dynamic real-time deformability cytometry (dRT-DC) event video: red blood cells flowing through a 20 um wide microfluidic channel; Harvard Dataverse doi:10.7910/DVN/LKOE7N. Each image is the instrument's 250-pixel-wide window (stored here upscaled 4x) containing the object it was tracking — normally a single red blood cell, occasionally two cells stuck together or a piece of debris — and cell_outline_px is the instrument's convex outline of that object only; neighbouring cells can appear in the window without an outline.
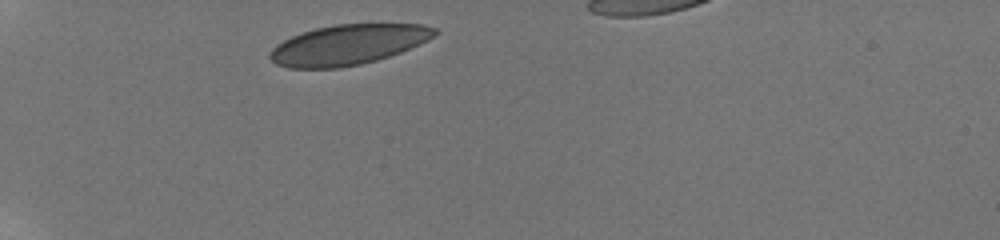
{"species": "human", "species_latin": "Homo sapiens", "temperature_condition": "room temperature", "stored_images_in_passage": 24, "camera_frame_rate_fps": 3000, "um_per_image_px": 0.085, "donor": {"sex": "male"}, "frame": {"image": 1, "passage_image": 1, "time_ms": 0.0, "image_size_px": [1000, 240], "cell_outline_px": [[440, 32], [428, 40], [400, 52], [376, 60], [360, 64], [340, 68], [288, 68], [276, 64], [268, 56], [268, 52], [276, 44], [300, 32], [316, 28], [336, 24], [424, 24], [436, 28]], "centroid_in_image_um": [29.57, 3.79], "position_along_channel_um": 55.4, "area_um2": 38.61}}
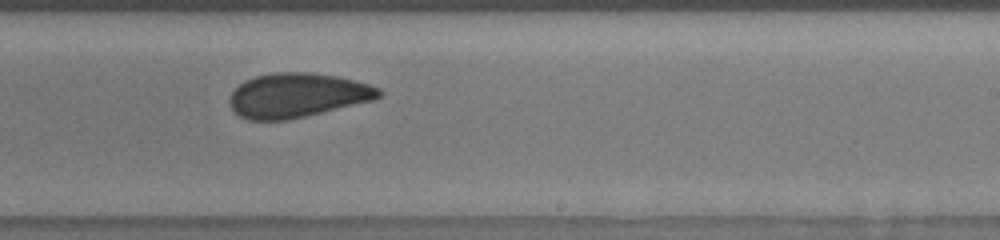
{"frame": {"image": 2, "passage_image": 14, "time_ms": 6.333, "image_size_px": [1000, 240], "cell_outline_px": [[384, 92], [380, 96], [372, 100], [288, 120], [248, 120], [240, 116], [228, 104], [228, 100], [232, 92], [244, 80], [256, 76], [272, 72], [312, 72], [336, 76], [368, 84], [380, 88]], "centroid_in_image_um": [25.24, 8.09], "position_along_channel_um": 263.8, "area_um2": 38.44}}
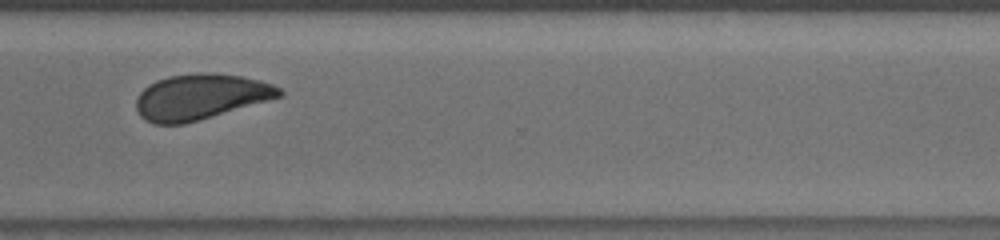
{"frame": {"image": 3, "passage_image": 18, "time_ms": 8.667, "image_size_px": [1000, 240], "cell_outline_px": [[284, 92], [280, 96], [268, 100], [184, 124], [156, 124], [144, 120], [140, 116], [136, 108], [136, 100], [140, 92], [148, 84], [156, 80], [168, 76], [200, 72], [208, 72], [244, 76], [260, 80], [272, 84], [280, 88]], "centroid_in_image_um": [17.01, 8.21], "position_along_channel_um": 353.6, "area_um2": 37.92}, "authors_computed_cell_mechanics": {"area_um2": 38.8705, "velocity_mm_per_s": 3.8362, "shape_relaxation_time_tau1_ms": 4.3471, "shape_relaxation_time_tau2_ms": 1.6448, "deformation_change_tau1": 0.0905, "deformation_change_tau2": 0.0381}}